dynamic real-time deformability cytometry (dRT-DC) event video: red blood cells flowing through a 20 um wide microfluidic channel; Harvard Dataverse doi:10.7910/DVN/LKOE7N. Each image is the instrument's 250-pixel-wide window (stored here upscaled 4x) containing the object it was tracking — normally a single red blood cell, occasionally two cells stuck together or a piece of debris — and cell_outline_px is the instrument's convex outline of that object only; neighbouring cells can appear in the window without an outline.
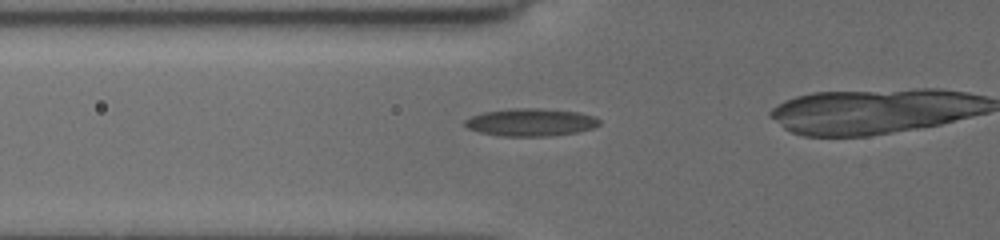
{"species": "common noctule bat (a hibernating species)", "species_latin": "Nyctalus noctula", "temperature_condition": "cold", "stored_images_in_passage": 45, "camera_frame_rate_fps": 3000, "um_per_image_px": 0.085, "animal": {"sex": "female", "body_mass_g": 19.5, "forearm_length_mm": 54.1}, "frame": {"image": 1, "passage_image": 17, "time_ms": 5.333, "image_size_px": [1000, 240], "cell_outline_px": [[600, 124], [592, 128], [576, 132], [548, 136], [500, 136], [480, 132], [468, 128], [464, 124], [464, 120], [472, 116], [484, 112], [516, 108], [540, 108], [580, 112], [592, 116], [600, 120]], "centroid_in_image_um": [45.11, 10.39], "position_along_channel_um": 80.7, "area_um2": 21.5}}
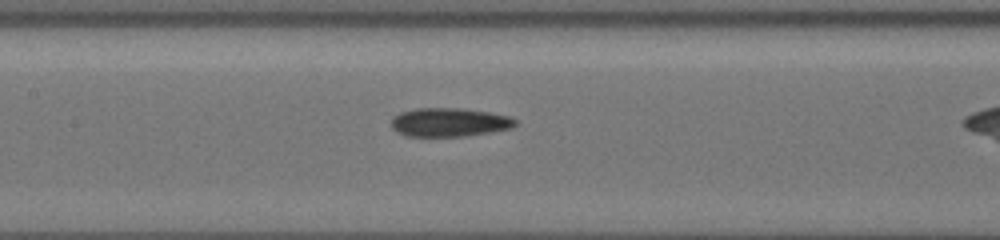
{"frame": {"image": 2, "passage_image": 27, "time_ms": 7.667, "image_size_px": [1000, 240], "cell_outline_px": [[516, 124], [512, 128], [492, 132], [464, 136], [404, 136], [396, 132], [392, 128], [392, 116], [400, 112], [416, 108], [460, 108], [488, 112], [508, 116], [516, 120]], "centroid_in_image_um": [38.16, 10.39], "position_along_channel_um": 169.2, "area_um2": 20.81}}
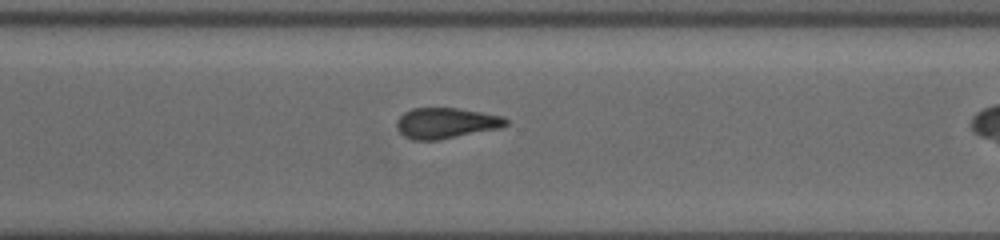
{"frame": {"image": 3, "passage_image": 42, "time_ms": 12.0, "image_size_px": [1000, 240], "cell_outline_px": [[508, 124], [504, 128], [436, 140], [412, 140], [404, 136], [396, 128], [396, 120], [404, 112], [412, 108], [456, 108], [504, 116], [508, 120]], "centroid_in_image_um": [37.93, 10.47], "position_along_channel_um": 332.7, "area_um2": 19.71}}